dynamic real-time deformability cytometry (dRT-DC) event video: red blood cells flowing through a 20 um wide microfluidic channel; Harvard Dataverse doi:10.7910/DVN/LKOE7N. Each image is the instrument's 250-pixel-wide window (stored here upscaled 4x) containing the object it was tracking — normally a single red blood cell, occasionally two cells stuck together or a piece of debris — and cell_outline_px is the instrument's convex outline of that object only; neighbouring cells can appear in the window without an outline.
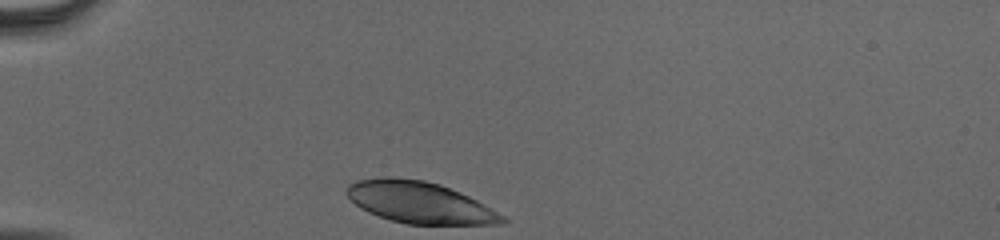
{"species": "human", "species_latin": "Homo sapiens", "temperature_condition": "cold", "stored_images_in_passage": 31, "camera_frame_rate_fps": 3000, "um_per_image_px": 0.085, "donor": {"sex": "male"}, "frame": {"image": 1, "passage_image": 1, "time_ms": 0.0, "image_size_px": [1000, 240], "cell_outline_px": [[508, 220], [504, 224], [408, 224], [392, 220], [368, 212], [360, 208], [344, 192], [348, 184], [356, 180], [380, 176], [392, 176], [424, 180], [440, 184], [468, 196], [476, 200], [504, 216]], "centroid_in_image_um": [35.62, 17.19], "position_along_channel_um": 49.4, "area_um2": 37.63}}
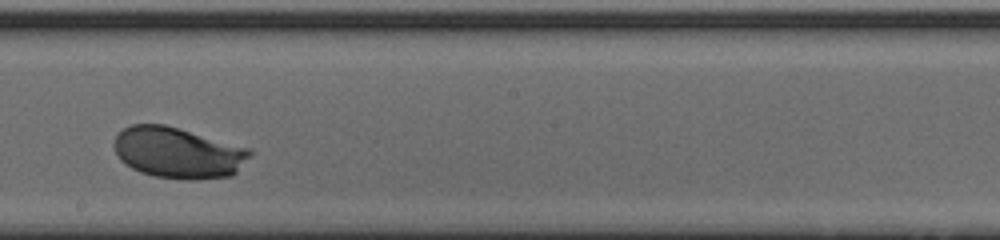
{"frame": {"image": 2, "passage_image": 18, "time_ms": 5.667, "image_size_px": [1000, 240], "cell_outline_px": [[252, 156], [232, 176], [196, 180], [184, 180], [156, 176], [140, 172], [124, 164], [116, 156], [112, 144], [116, 136], [124, 128], [132, 124], [164, 124], [252, 148]], "centroid_in_image_um": [15.14, 12.99], "position_along_channel_um": 233.1, "area_um2": 40.92}}
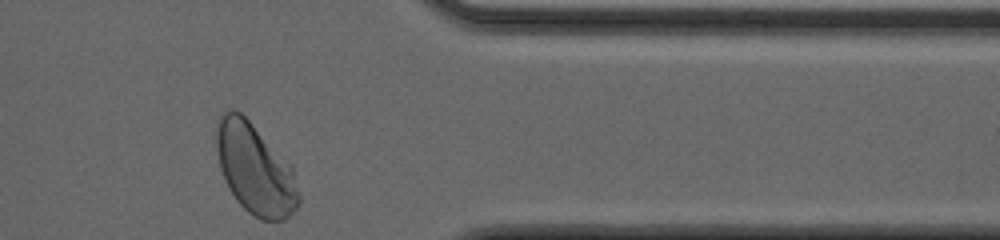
{"frame": {"image": 3, "passage_image": 31, "time_ms": 10.0, "image_size_px": [1000, 240], "cell_outline_px": [[300, 204], [284, 220], [260, 220], [248, 212], [236, 200], [228, 188], [224, 180], [220, 168], [216, 148], [216, 124], [220, 116], [228, 108], [232, 108], [240, 112], [252, 124], [292, 168], [300, 196]], "centroid_in_image_um": [21.64, 14.39], "position_along_channel_um": 389.8, "area_um2": 43.0}, "authors_computed_cell_mechanics": {"area_um2": 39.4774, "velocity_mm_per_s": 3.8143, "shape_relaxation_time_tau1_ms": 2.1475, "shape_relaxation_time_tau2_ms": null, "deformation_change_tau1": 0.1448, "deformation_change_tau2": null}}